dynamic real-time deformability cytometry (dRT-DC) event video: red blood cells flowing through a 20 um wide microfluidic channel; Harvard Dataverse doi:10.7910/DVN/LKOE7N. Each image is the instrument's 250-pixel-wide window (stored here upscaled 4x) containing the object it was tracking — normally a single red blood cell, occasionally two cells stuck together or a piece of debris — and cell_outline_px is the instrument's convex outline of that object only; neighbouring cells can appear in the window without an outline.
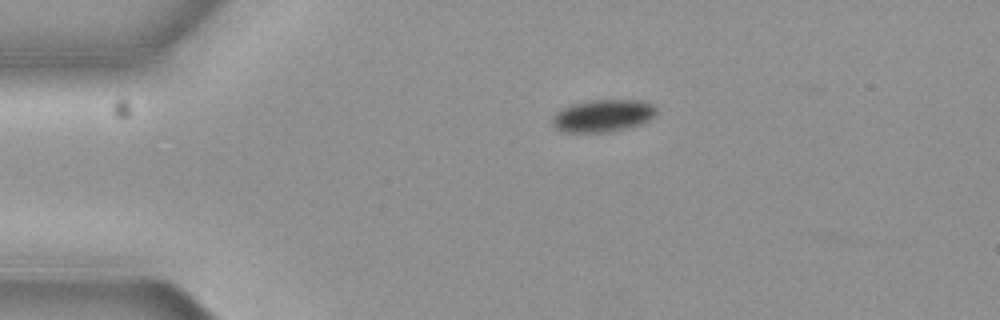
{"species": "common noctule bat (a hibernating species)", "species_latin": "Nyctalus noctula", "temperature_condition": "cold", "stored_images_in_passage": 3, "camera_frame_rate_fps": 3000, "um_per_image_px": 0.085, "animal": {"sex": "female", "body_mass_g": 19.3, "forearm_length_mm": 54.1}, "frame": {"image": 1, "passage_image": 1, "time_ms": 0.0, "image_size_px": [1000, 320], "cell_outline_px": [[656, 112], [652, 116], [640, 124], [608, 132], [564, 132], [556, 128], [552, 124], [552, 120], [556, 112], [572, 104], [592, 100], [640, 100], [652, 104], [656, 108]], "centroid_in_image_um": [51.22, 9.83], "position_along_channel_um": 33.8, "area_um2": 19.25}}
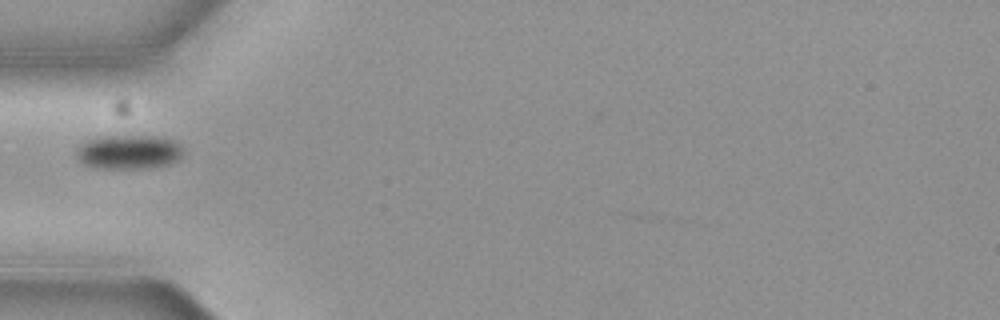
{"frame": {"image": 2, "passage_image": 3, "time_ms": 0.667, "image_size_px": [1000, 320], "cell_outline_px": [[184, 148], [180, 160], [168, 164], [152, 168], [96, 168], [84, 164], [76, 156], [76, 148], [80, 144], [96, 136], [156, 136], [172, 140], [180, 144]], "centroid_in_image_um": [10.95, 12.92], "position_along_channel_um": 74.0, "area_um2": 21.56}}